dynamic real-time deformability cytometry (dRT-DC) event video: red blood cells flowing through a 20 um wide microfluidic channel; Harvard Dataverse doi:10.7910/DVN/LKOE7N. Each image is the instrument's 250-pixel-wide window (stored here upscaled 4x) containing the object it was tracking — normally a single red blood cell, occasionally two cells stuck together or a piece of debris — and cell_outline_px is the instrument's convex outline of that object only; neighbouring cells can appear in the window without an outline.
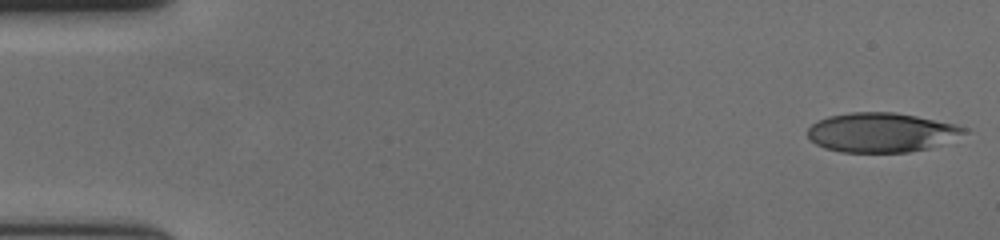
{"species": "human", "species_latin": "Homo sapiens", "temperature_condition": "cold", "stored_images_in_passage": 56, "camera_frame_rate_fps": 3000, "um_per_image_px": 0.085, "donor": {"sex": "female"}, "frame": {"image": 1, "passage_image": 1, "time_ms": 0.0, "image_size_px": [1000, 240], "cell_outline_px": [[968, 132], [928, 148], [908, 152], [840, 152], [824, 148], [816, 144], [808, 136], [808, 128], [812, 124], [828, 116], [852, 112], [896, 112], [956, 124], [968, 128]], "centroid_in_image_um": [74.9, 11.25], "position_along_channel_um": 10.1, "area_um2": 35.72}}
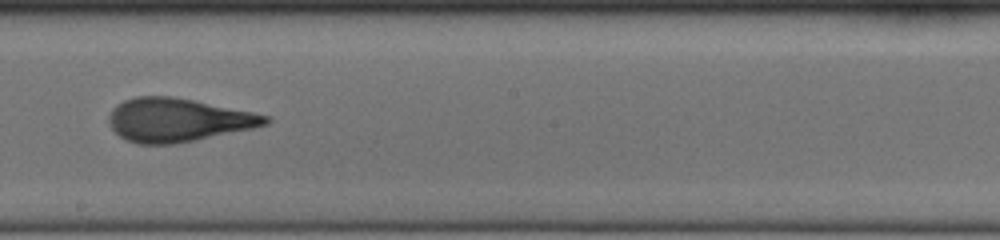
{"frame": {"image": 2, "passage_image": 32, "time_ms": 10.333, "image_size_px": [1000, 240], "cell_outline_px": [[272, 120], [268, 124], [252, 128], [196, 140], [176, 144], [136, 144], [120, 136], [112, 128], [108, 120], [108, 116], [112, 108], [116, 104], [124, 100], [136, 96], [172, 96], [252, 112], [268, 116]], "centroid_in_image_um": [15.08, 10.2], "position_along_channel_um": 233.1, "area_um2": 39.48}}
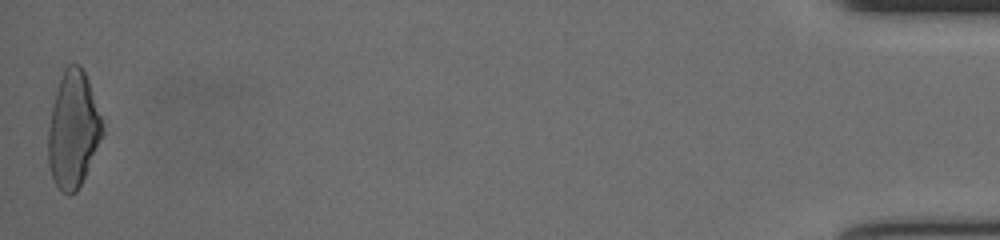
{"frame": {"image": 3, "passage_image": 56, "time_ms": 18.333, "image_size_px": [1000, 240], "cell_outline_px": [[104, 136], [76, 192], [68, 196], [60, 192], [48, 168], [48, 128], [52, 108], [56, 92], [64, 68], [68, 64], [80, 64], [88, 80], [104, 128]], "centroid_in_image_um": [6.21, 11.06], "position_along_channel_um": 429.0, "area_um2": 36.65}, "authors_computed_cell_mechanics": {"area_um2": 38.1769, "velocity_mm_per_s": 3.6603, "shape_relaxation_time_tau1_ms": 5.2324, "shape_relaxation_time_tau2_ms": 1.4451, "deformation_change_tau1": 0.1999, "deformation_change_tau2": 0.1049}}